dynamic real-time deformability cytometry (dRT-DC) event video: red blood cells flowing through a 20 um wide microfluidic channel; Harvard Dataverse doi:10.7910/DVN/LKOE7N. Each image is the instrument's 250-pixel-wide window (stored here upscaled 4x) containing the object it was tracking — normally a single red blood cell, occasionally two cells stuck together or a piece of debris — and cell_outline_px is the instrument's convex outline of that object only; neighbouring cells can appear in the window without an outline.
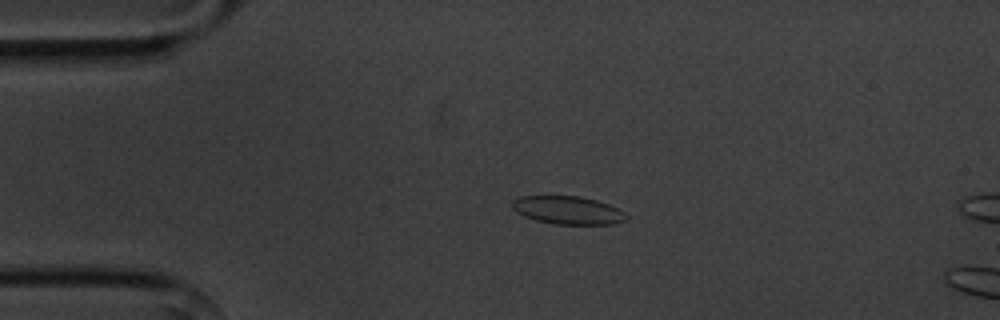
{"species": "common noctule bat (a hibernating species)", "species_latin": "Nyctalus noctula", "temperature_condition": "cold", "stored_images_in_passage": 4, "camera_frame_rate_fps": 3000, "um_per_image_px": 0.085, "animal": {"sex": "male", "body_mass_g": 20.1, "forearm_length_mm": 53.5}, "frame": {"image": 1, "passage_image": 2, "time_ms": 1.333, "image_size_px": [1000, 320], "cell_outline_px": [[628, 220], [612, 224], [556, 224], [536, 220], [524, 216], [516, 212], [512, 208], [512, 200], [520, 196], [580, 196], [596, 200], [608, 204], [624, 212], [628, 216]], "centroid_in_image_um": [48.26, 17.86], "position_along_channel_um": 36.7, "area_um2": 18.67}}